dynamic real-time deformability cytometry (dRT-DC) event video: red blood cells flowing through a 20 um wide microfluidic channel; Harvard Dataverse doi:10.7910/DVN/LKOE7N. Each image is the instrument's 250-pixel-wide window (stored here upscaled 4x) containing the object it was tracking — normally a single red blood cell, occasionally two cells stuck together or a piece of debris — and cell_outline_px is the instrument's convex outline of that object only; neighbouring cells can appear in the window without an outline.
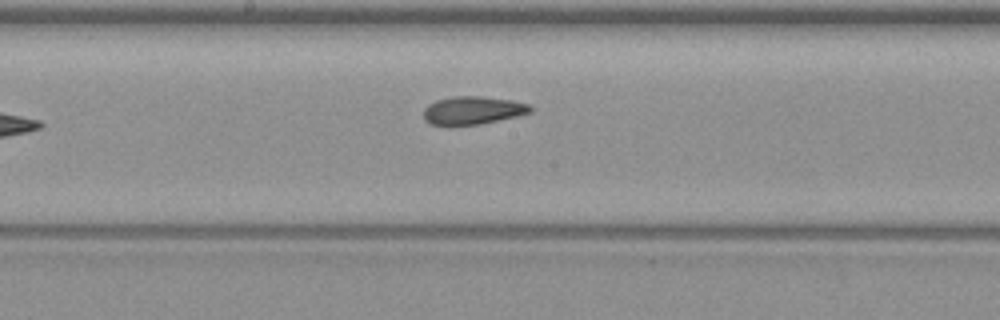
{"species": "common noctule bat (a hibernating species)", "species_latin": "Nyctalus noctula", "temperature_condition": "warm", "stored_images_in_passage": 6, "camera_frame_rate_fps": 3000, "um_per_image_px": 0.085, "animal": {"sex": "female", "body_mass_g": 19.3, "forearm_length_mm": 54.1}, "frame": {"image": 1, "passage_image": 6, "time_ms": 6.667, "image_size_px": [1000, 320], "cell_outline_px": [[532, 112], [516, 116], [480, 124], [448, 128], [432, 124], [424, 120], [424, 108], [428, 104], [436, 100], [452, 96], [480, 96], [512, 100], [528, 104], [532, 108]], "centroid_in_image_um": [40.12, 9.41], "position_along_channel_um": 208.1, "area_um2": 17.92}}